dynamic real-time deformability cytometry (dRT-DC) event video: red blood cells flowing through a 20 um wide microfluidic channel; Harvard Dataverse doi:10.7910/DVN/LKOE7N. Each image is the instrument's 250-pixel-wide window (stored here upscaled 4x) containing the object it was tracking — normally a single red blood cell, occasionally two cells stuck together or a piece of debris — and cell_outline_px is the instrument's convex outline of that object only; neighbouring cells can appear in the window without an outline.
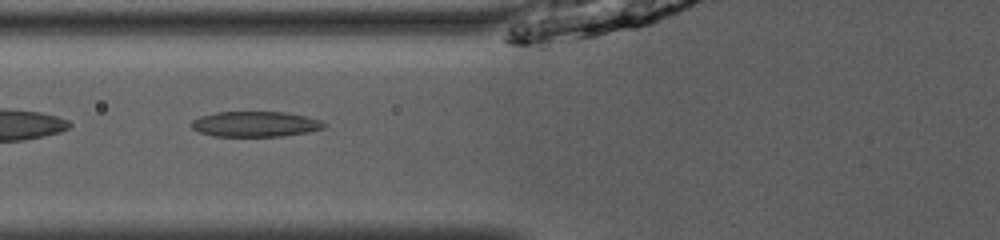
{"species": "common noctule bat (a hibernating species)", "species_latin": "Nyctalus noctula", "temperature_condition": "room temperature", "stored_images_in_passage": 31, "camera_frame_rate_fps": 3000, "um_per_image_px": 0.085, "animal": {"sex": "male", "body_mass_g": 13.0, "forearm_length_mm": 53.1}, "frame": {"image": 1, "passage_image": 5, "time_ms": 1.333, "image_size_px": [1000, 240], "cell_outline_px": [[324, 128], [308, 132], [284, 136], [212, 136], [200, 132], [192, 128], [192, 120], [200, 116], [216, 112], [284, 112], [304, 116], [320, 120], [324, 124]], "centroid_in_image_um": [21.67, 10.55], "position_along_channel_um": 104.1, "area_um2": 19.48}}
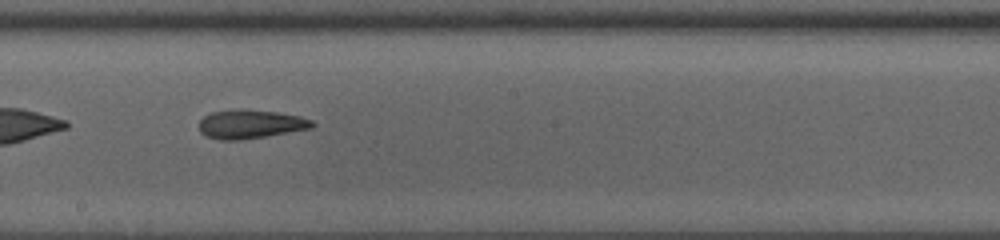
{"frame": {"image": 2, "passage_image": 14, "time_ms": 4.333, "image_size_px": [1000, 240], "cell_outline_px": [[316, 124], [312, 128], [240, 140], [220, 140], [208, 136], [200, 132], [200, 120], [204, 116], [212, 112], [276, 112], [300, 116], [312, 120]], "centroid_in_image_um": [21.33, 10.6], "position_along_channel_um": 226.9, "area_um2": 17.98}, "authors_computed_cell_mechanics": {"area_um2": 19.1318, "velocity_mm_per_s": 4.0697, "shape_relaxation_time_tau1_ms": null, "shape_relaxation_time_tau2_ms": 4.6342, "deformation_change_tau1": null, "deformation_change_tau2": 0.1392}}